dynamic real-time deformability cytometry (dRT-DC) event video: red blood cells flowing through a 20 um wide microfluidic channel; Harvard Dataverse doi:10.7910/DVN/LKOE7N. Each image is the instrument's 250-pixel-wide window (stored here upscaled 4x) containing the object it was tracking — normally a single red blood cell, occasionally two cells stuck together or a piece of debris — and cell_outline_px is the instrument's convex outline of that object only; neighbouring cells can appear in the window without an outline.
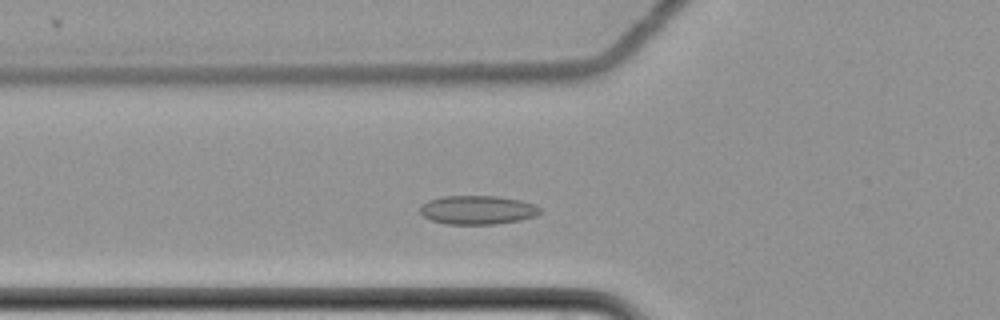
{"species": "common noctule bat (a hibernating species)", "species_latin": "Nyctalus noctula", "temperature_condition": "cold", "stored_images_in_passage": 51, "camera_frame_rate_fps": 3000, "um_per_image_px": 0.085, "animal": {"sex": "female", "body_mass_g": 22.7, "forearm_length_mm": 54.2}, "frame": {"image": 1, "passage_image": 13, "time_ms": 4.0, "image_size_px": [1000, 320], "cell_outline_px": [[540, 212], [536, 216], [520, 220], [496, 224], [448, 224], [432, 220], [424, 216], [420, 212], [420, 204], [428, 200], [444, 196], [500, 196], [520, 200], [532, 204], [540, 208]], "centroid_in_image_um": [40.58, 17.84], "position_along_channel_um": 85.2, "area_um2": 20.11}}
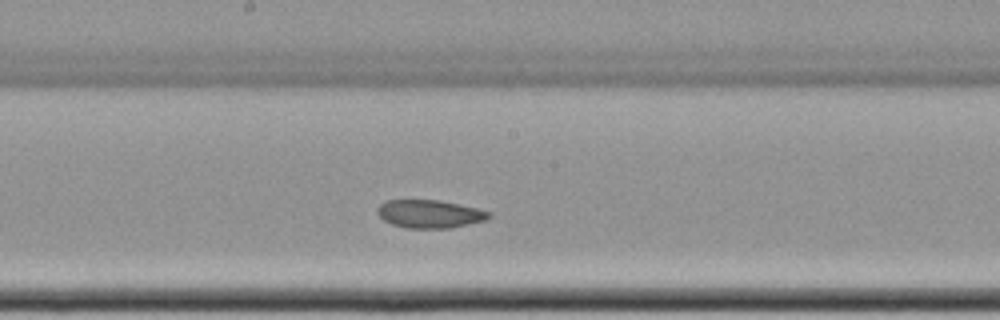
{"frame": {"image": 2, "passage_image": 24, "time_ms": 7.667, "image_size_px": [1000, 320], "cell_outline_px": [[492, 216], [484, 220], [448, 228], [408, 228], [392, 224], [384, 220], [376, 212], [376, 208], [384, 200], [440, 200], [476, 208], [492, 212]], "centroid_in_image_um": [36.49, 18.17], "position_along_channel_um": 211.7, "area_um2": 18.15}}
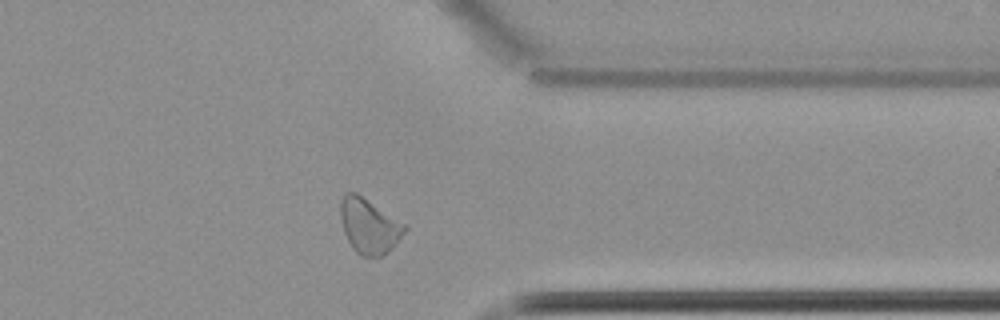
{"frame": {"image": 3, "passage_image": 39, "time_ms": 12.667, "image_size_px": [1000, 320], "cell_outline_px": [[408, 228], [392, 248], [384, 256], [360, 256], [352, 248], [344, 232], [340, 216], [340, 200], [344, 192], [356, 192], [408, 224]], "centroid_in_image_um": [31.39, 19.19], "position_along_channel_um": 380.0, "area_um2": 20.92}, "authors_computed_cell_mechanics": {"area_um2": 19.941, "velocity_mm_per_s": 3.4643, "shape_relaxation_time_tau1_ms": null, "shape_relaxation_time_tau2_ms": 4.9936, "deformation_change_tau1": null, "deformation_change_tau2": 0.0764}}